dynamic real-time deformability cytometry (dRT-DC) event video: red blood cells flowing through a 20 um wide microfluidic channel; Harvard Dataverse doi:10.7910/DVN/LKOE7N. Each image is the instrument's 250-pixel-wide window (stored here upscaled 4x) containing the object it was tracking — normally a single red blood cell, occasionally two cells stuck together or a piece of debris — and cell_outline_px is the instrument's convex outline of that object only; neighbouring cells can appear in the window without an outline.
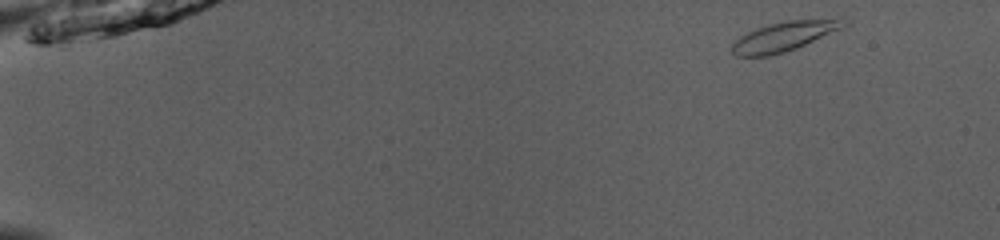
{"species": "common noctule bat (a hibernating species)", "species_latin": "Nyctalus noctula", "temperature_condition": "room temperature", "stored_images_in_passage": 49, "camera_frame_rate_fps": 3000, "um_per_image_px": 0.085, "animal": {"sex": "male", "body_mass_g": 13.0, "forearm_length_mm": 53.1}, "frame": {"image": 1, "passage_image": 2, "time_ms": 0.333, "image_size_px": [1000, 240], "cell_outline_px": [[852, 24], [844, 28], [796, 48], [784, 52], [768, 56], [736, 56], [732, 52], [732, 44], [740, 36], [756, 28], [768, 24], [788, 20], [840, 16], [844, 16], [852, 20]], "centroid_in_image_um": [66.86, 3.02], "position_along_channel_um": 18.1, "area_um2": 20.06}}
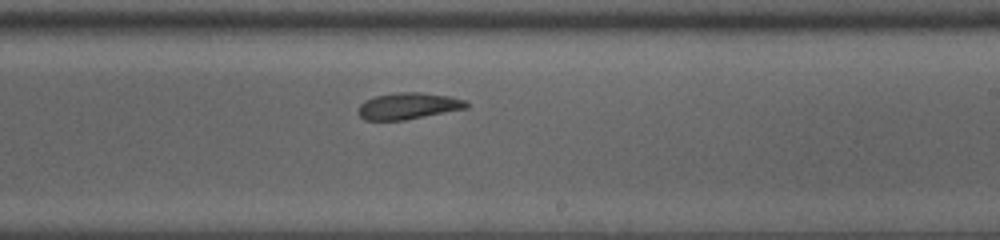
{"frame": {"image": 2, "passage_image": 30, "time_ms": 9.667, "image_size_px": [1000, 240], "cell_outline_px": [[468, 108], [404, 120], [364, 120], [356, 112], [360, 104], [364, 100], [376, 96], [396, 92], [420, 92], [448, 96], [464, 100], [468, 104]], "centroid_in_image_um": [34.66, 9.01], "position_along_channel_um": 254.3, "area_um2": 16.7}}
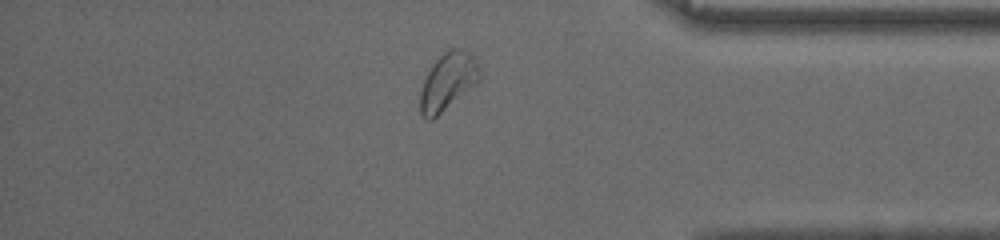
{"frame": {"image": 3, "passage_image": 42, "time_ms": 13.667, "image_size_px": [1000, 240], "cell_outline_px": [[480, 80], [476, 84], [432, 120], [424, 120], [420, 112], [420, 92], [424, 80], [432, 64], [444, 52], [452, 48], [456, 48], [468, 52], [476, 60], [480, 72]], "centroid_in_image_um": [38.05, 6.95], "position_along_channel_um": 397.1, "area_um2": 19.65}}